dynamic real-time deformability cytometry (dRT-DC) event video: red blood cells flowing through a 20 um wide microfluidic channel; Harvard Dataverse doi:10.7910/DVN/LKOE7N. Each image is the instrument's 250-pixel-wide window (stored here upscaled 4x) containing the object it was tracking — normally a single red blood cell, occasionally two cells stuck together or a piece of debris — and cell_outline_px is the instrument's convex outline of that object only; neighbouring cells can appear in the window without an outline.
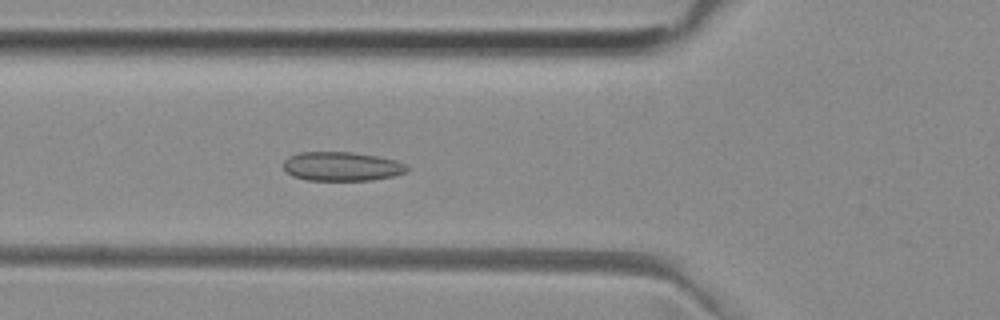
{"species": "common noctule bat (a hibernating species)", "species_latin": "Nyctalus noctula", "temperature_condition": "room temperature", "stored_images_in_passage": 42, "camera_frame_rate_fps": 3000, "um_per_image_px": 0.085, "animal": {"sex": "female", "body_mass_g": 29.2, "forearm_length_mm": 56.3}, "frame": {"image": 1, "passage_image": 9, "time_ms": 2.667, "image_size_px": [1000, 320], "cell_outline_px": [[408, 172], [392, 176], [372, 180], [308, 180], [292, 176], [284, 168], [284, 160], [288, 156], [300, 152], [352, 152], [376, 156], [396, 160], [404, 164], [408, 168]], "centroid_in_image_um": [29.04, 14.14], "position_along_channel_um": 96.8, "area_um2": 20.87}}
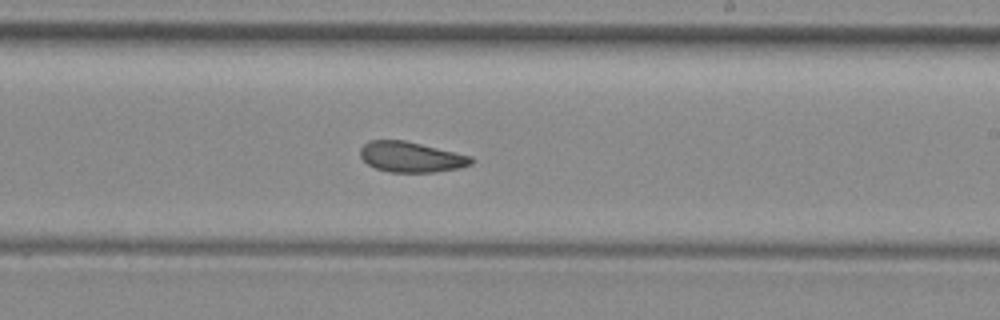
{"frame": {"image": 2, "passage_image": 21, "time_ms": 6.667, "image_size_px": [1000, 320], "cell_outline_px": [[476, 160], [472, 164], [460, 168], [436, 172], [388, 172], [376, 168], [368, 164], [360, 156], [360, 148], [368, 140], [404, 140], [472, 156]], "centroid_in_image_um": [34.96, 13.35], "position_along_channel_um": 254.0, "area_um2": 19.77}}
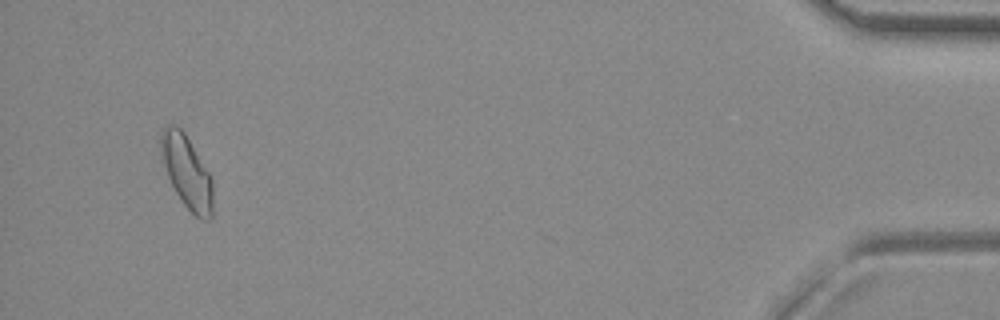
{"frame": {"image": 3, "passage_image": 40, "time_ms": 13.0, "image_size_px": [1000, 320], "cell_outline_px": [[212, 220], [200, 220], [184, 204], [176, 192], [168, 176], [164, 164], [160, 148], [160, 132], [168, 124], [176, 124], [184, 132], [208, 172], [212, 180]], "centroid_in_image_um": [15.87, 14.61], "position_along_channel_um": 419.3, "area_um2": 21.68}, "authors_computed_cell_mechanics": {"area_um2": 20.4612, "velocity_mm_per_s": 3.9312, "shape_relaxation_time_tau1_ms": null, "shape_relaxation_time_tau2_ms": 2.7749, "deformation_change_tau1": null, "deformation_change_tau2": 0.0912}}